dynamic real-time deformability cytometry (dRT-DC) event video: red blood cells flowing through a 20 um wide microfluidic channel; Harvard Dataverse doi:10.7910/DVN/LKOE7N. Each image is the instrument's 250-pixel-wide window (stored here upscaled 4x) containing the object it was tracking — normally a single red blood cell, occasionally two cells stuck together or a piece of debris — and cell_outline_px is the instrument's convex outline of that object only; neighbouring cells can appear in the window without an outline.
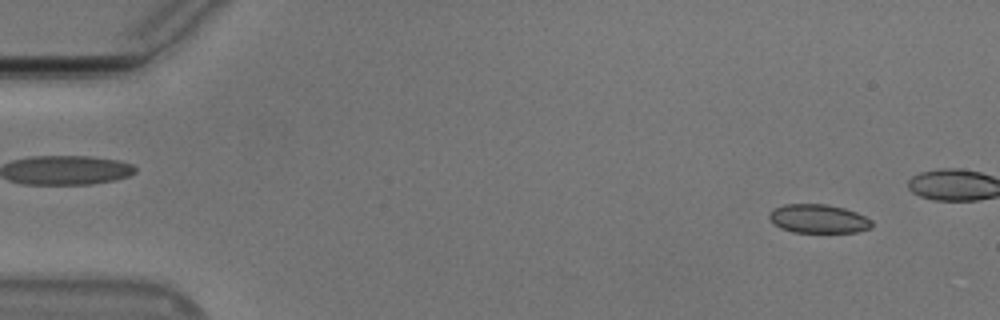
{"species": "Egyptian fruit bat (a non-hibernating species)", "species_latin": "Rousettus aegyptiacus", "temperature_condition": "cold", "stored_images_in_passage": 46, "camera_frame_rate_fps": 3000, "um_per_image_px": 0.085, "animal": {"sex": "male"}, "frame": {"image": 1, "passage_image": 4, "time_ms": 1.0, "image_size_px": [1000, 320], "cell_outline_px": [[872, 228], [856, 232], [792, 232], [780, 228], [772, 224], [768, 216], [768, 212], [772, 208], [784, 204], [828, 204], [844, 208], [856, 212], [872, 220]], "centroid_in_image_um": [69.52, 18.59], "position_along_channel_um": 15.5, "area_um2": 17.46}}
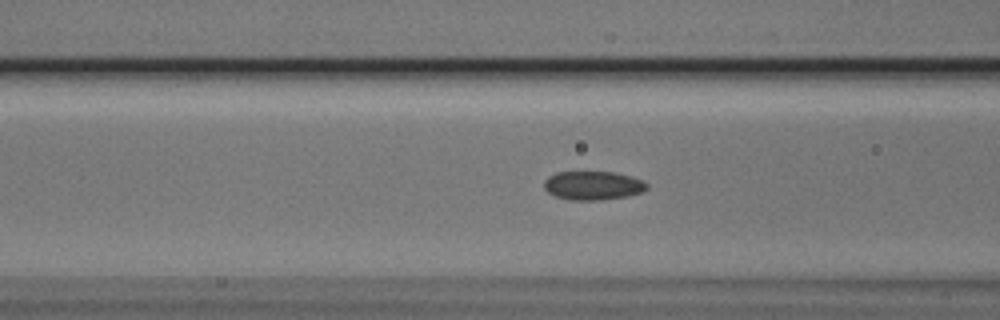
{"frame": {"image": 2, "passage_image": 21, "time_ms": 6.667, "image_size_px": [1000, 320], "cell_outline_px": [[648, 188], [644, 192], [628, 196], [600, 200], [572, 200], [556, 196], [548, 192], [544, 188], [544, 180], [548, 176], [556, 172], [612, 172], [632, 176], [644, 180], [648, 184]], "centroid_in_image_um": [50.44, 15.76], "position_along_channel_um": 116.2, "area_um2": 17.4}}
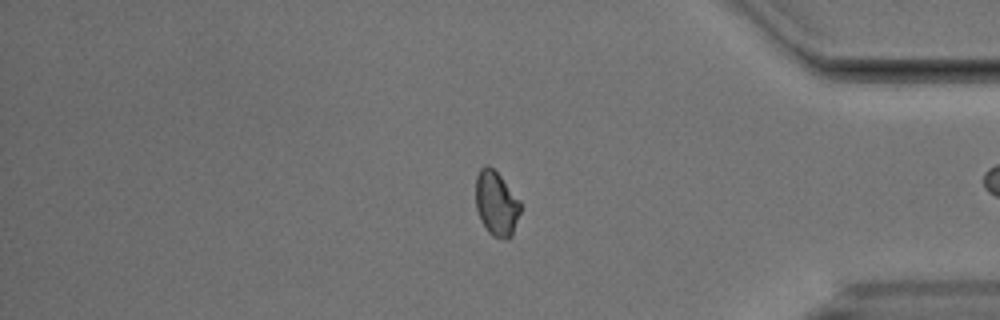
{"frame": {"image": 3, "passage_image": 45, "time_ms": 14.667, "image_size_px": [1000, 320], "cell_outline_px": [[520, 212], [512, 236], [508, 240], [492, 236], [488, 232], [480, 220], [476, 208], [476, 176], [480, 168], [488, 164], [500, 176], [520, 200]], "centroid_in_image_um": [42.18, 17.32], "position_along_channel_um": 393.0, "area_um2": 16.88}}